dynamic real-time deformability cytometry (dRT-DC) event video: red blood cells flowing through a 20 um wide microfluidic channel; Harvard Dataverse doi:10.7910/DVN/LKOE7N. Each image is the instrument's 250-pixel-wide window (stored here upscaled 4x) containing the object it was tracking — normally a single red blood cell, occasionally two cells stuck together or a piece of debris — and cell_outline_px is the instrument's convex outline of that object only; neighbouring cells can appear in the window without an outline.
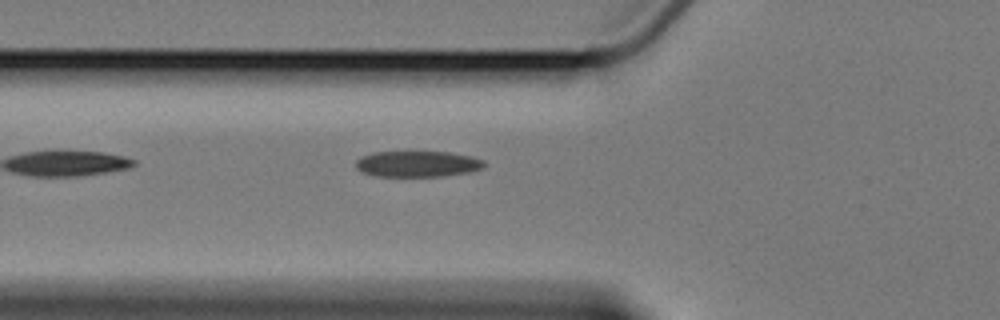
{"species": "Egyptian fruit bat (a non-hibernating species)", "species_latin": "Rousettus aegyptiacus", "temperature_condition": "cold", "stored_images_in_passage": 6, "segment_of_instrument_passage": [2, 2], "camera_frame_rate_fps": 3000, "um_per_image_px": 0.085, "animal": {"sex": "female"}, "frame": {"image": 1, "passage_image": 6, "time_ms": 7.0, "image_size_px": [1000, 320], "cell_outline_px": [[484, 168], [472, 172], [444, 176], [380, 176], [360, 172], [356, 168], [356, 160], [360, 156], [372, 152], [448, 152], [472, 156], [484, 160]], "centroid_in_image_um": [35.5, 13.93], "position_along_channel_um": 90.3, "area_um2": 19.59}}